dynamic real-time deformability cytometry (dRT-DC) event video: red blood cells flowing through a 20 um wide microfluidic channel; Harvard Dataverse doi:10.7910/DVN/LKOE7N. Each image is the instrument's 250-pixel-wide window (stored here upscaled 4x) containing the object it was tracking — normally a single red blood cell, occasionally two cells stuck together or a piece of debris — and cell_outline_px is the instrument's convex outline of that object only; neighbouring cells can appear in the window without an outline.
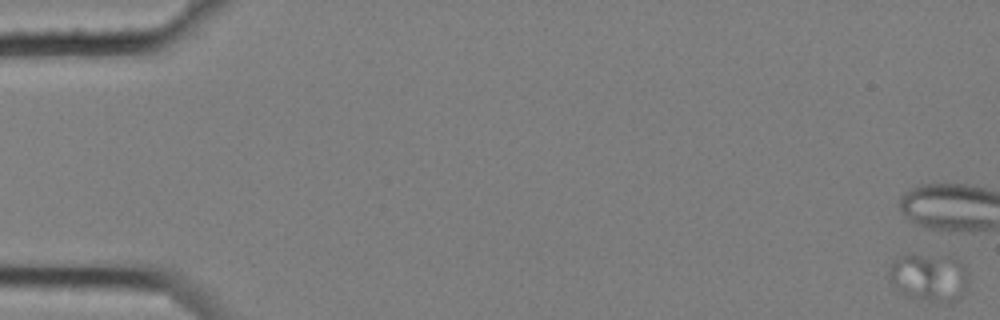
{"species": "common noctule bat (a hibernating species)", "species_latin": "Nyctalus noctula", "temperature_condition": "cold", "stored_images_in_passage": 4, "camera_frame_rate_fps": 3000, "um_per_image_px": 0.085, "animal": {"sex": "female", "body_mass_g": 25.1}, "frame": {"image": 1, "passage_image": 1, "time_ms": 0.0, "image_size_px": [1000, 320], "cell_outline_px": [[968, 276], [964, 288], [960, 296], [956, 300], [940, 304], [904, 296], [884, 276], [892, 260], [908, 252], [912, 252], [956, 256], [964, 264], [968, 272]], "centroid_in_image_um": [78.9, 23.52], "position_along_channel_um": 6.1, "area_um2": 23.58}}